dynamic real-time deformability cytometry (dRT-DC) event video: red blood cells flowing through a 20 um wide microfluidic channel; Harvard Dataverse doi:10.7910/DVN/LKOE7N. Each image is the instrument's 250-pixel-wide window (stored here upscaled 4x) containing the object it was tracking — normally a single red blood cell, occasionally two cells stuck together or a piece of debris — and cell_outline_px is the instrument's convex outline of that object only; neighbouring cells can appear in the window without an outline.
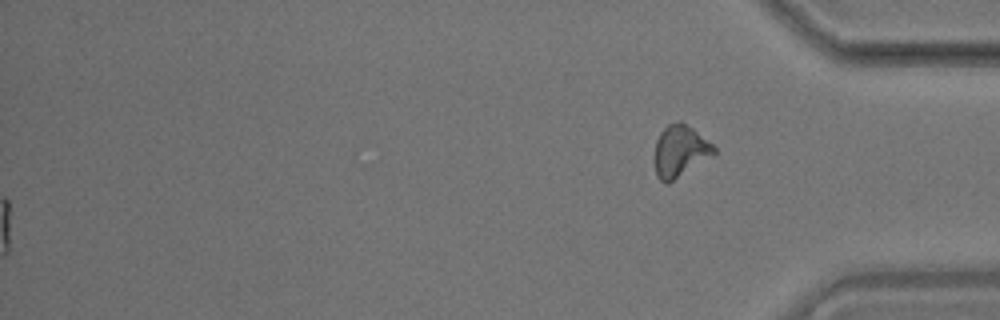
{"species": "common noctule bat (a hibernating species)", "species_latin": "Nyctalus noctula", "temperature_condition": "room temperature", "stored_images_in_passage": 57, "segment_of_instrument_passage": [2, 2], "camera_frame_rate_fps": 3000, "um_per_image_px": 0.085, "animal": {"sex": "male", "body_mass_g": 17.9}, "frame": {"image": 1, "passage_image": 57, "time_ms": 18.667, "image_size_px": [1000, 320], "cell_outline_px": [[716, 152], [668, 184], [664, 184], [656, 176], [656, 140], [660, 132], [668, 124], [680, 120], [692, 128], [712, 144], [716, 148]], "centroid_in_image_um": [57.78, 12.83], "position_along_channel_um": 377.4, "area_um2": 17.46}}